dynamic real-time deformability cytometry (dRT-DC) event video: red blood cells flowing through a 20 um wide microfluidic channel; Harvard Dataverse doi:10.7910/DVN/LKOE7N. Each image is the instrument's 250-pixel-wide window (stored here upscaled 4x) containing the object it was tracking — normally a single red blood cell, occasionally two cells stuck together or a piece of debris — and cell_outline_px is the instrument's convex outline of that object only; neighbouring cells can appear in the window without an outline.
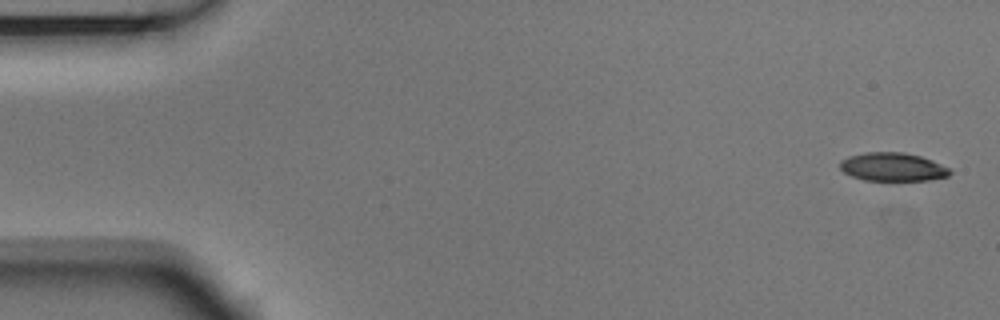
{"species": "Egyptian fruit bat (a non-hibernating species)", "species_latin": "Rousettus aegyptiacus", "temperature_condition": "room temperature", "stored_images_in_passage": 4, "camera_frame_rate_fps": 3000, "um_per_image_px": 0.085, "animal": {"sex": "male"}, "frame": {"image": 1, "passage_image": 1, "time_ms": 0.0, "image_size_px": [1000, 320], "cell_outline_px": [[952, 172], [948, 176], [928, 180], [864, 180], [852, 176], [844, 172], [840, 168], [840, 160], [848, 156], [868, 152], [904, 152], [920, 156], [932, 160], [948, 168]], "centroid_in_image_um": [75.86, 14.18], "position_along_channel_um": 9.1, "area_um2": 18.09}}
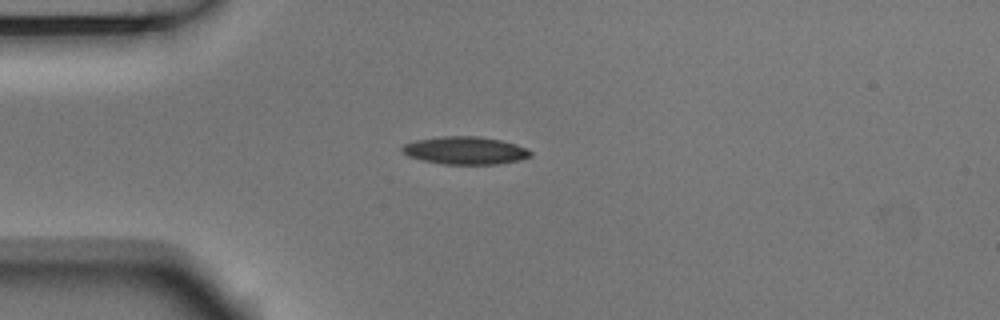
{"frame": {"image": 2, "passage_image": 4, "time_ms": 1.0, "image_size_px": [1000, 320], "cell_outline_px": [[532, 156], [520, 160], [496, 164], [444, 164], [424, 160], [408, 156], [400, 148], [404, 144], [416, 140], [440, 136], [480, 136], [500, 140], [516, 144], [528, 148], [532, 152]], "centroid_in_image_um": [39.57, 12.78], "position_along_channel_um": 45.4, "area_um2": 20.75}}